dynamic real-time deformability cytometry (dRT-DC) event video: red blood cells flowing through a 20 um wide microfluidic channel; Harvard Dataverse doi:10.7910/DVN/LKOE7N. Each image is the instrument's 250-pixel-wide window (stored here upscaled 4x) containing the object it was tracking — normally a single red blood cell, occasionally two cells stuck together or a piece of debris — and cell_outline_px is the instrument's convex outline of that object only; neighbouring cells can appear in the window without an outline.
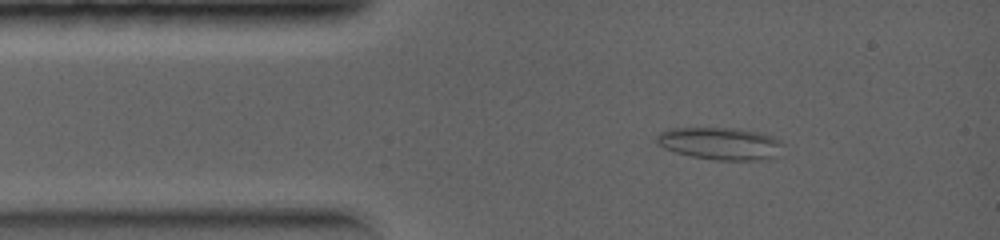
{"species": "common noctule bat (a hibernating species)", "species_latin": "Nyctalus noctula", "temperature_condition": "warm", "stored_images_in_passage": 5, "camera_frame_rate_fps": 5000, "um_per_image_px": 0.085, "animal": {"sex": "female", "body_mass_g": 19.0, "forearm_length_mm": 56.7}, "frame": {"image": 1, "passage_image": 2, "time_ms": 0.6, "image_size_px": [1000, 240], "cell_outline_px": [[784, 144], [776, 156], [768, 160], [716, 160], [692, 156], [676, 152], [664, 148], [656, 144], [656, 136], [660, 132], [668, 128], [736, 128], [760, 132], [772, 136], [780, 140]], "centroid_in_image_um": [61.23, 12.19], "position_along_channel_um": 23.8, "area_um2": 24.04}}
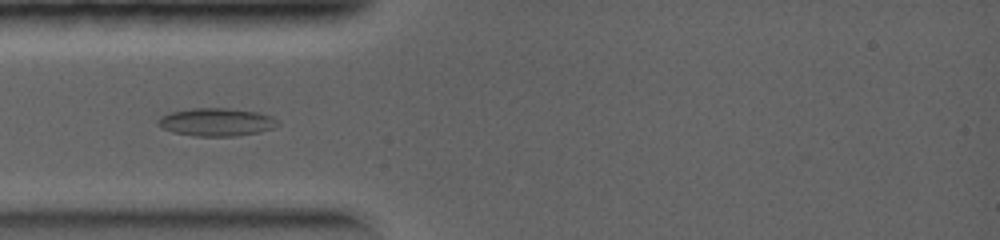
{"frame": {"image": 2, "passage_image": 4, "time_ms": 1.8, "image_size_px": [1000, 240], "cell_outline_px": [[280, 124], [272, 128], [260, 132], [236, 136], [196, 136], [172, 132], [156, 124], [156, 120], [160, 116], [172, 112], [192, 108], [228, 108], [260, 112], [272, 116], [280, 120]], "centroid_in_image_um": [18.43, 10.37], "position_along_channel_um": 66.6, "area_um2": 19.71}}